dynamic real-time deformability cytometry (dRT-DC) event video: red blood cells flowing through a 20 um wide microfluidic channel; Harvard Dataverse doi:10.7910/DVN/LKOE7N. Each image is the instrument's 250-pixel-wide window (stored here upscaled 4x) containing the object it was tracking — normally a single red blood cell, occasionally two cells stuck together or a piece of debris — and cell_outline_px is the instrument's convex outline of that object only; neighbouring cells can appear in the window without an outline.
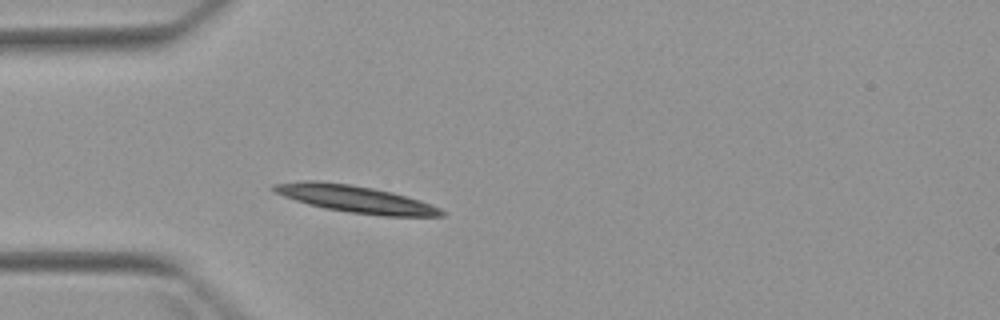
{"species": "Egyptian fruit bat (a non-hibernating species)", "species_latin": "Rousettus aegyptiacus", "temperature_condition": "warm", "stored_images_in_passage": 4, "camera_frame_rate_fps": 3000, "um_per_image_px": 0.085, "animal": {"sex": "female"}, "frame": {"image": 1, "passage_image": 4, "time_ms": 3.333, "image_size_px": [1000, 320], "cell_outline_px": [[444, 216], [384, 216], [348, 212], [324, 208], [308, 204], [284, 196], [276, 192], [272, 188], [272, 184], [300, 180], [316, 180], [352, 184], [392, 192], [420, 200], [440, 208], [444, 212]], "centroid_in_image_um": [30.19, 16.9], "position_along_channel_um": 54.8, "area_um2": 26.41}}